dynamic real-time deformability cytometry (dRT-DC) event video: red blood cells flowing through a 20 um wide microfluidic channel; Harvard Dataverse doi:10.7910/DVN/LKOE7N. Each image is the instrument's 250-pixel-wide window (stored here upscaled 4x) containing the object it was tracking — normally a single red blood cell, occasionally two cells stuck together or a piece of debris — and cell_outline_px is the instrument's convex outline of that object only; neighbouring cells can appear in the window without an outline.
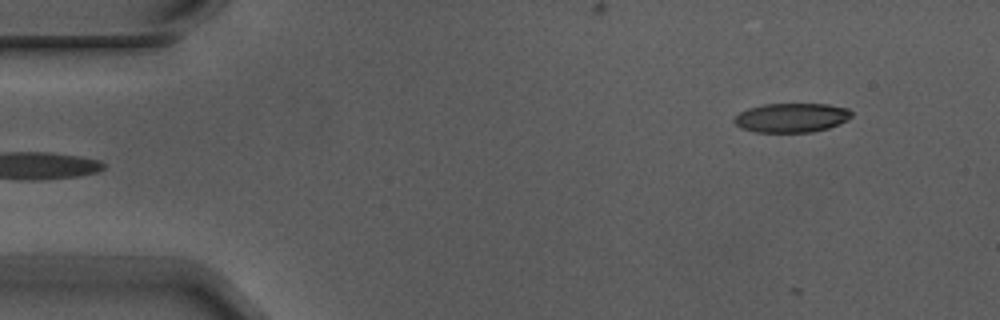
{"species": "Egyptian fruit bat (a non-hibernating species)", "species_latin": "Rousettus aegyptiacus", "temperature_condition": "warm", "stored_images_in_passage": 5, "segment_of_instrument_passage": [2, 2], "camera_frame_rate_fps": 3000, "um_per_image_px": 0.085, "animal": {"sex": "male"}, "frame": {"image": 1, "passage_image": 5, "time_ms": 1.333, "image_size_px": [1000, 320], "cell_outline_px": [[852, 116], [848, 120], [840, 124], [828, 128], [812, 132], [756, 132], [740, 128], [732, 120], [740, 112], [748, 108], [764, 104], [828, 104], [848, 108], [852, 112]], "centroid_in_image_um": [67.3, 10.0], "position_along_channel_um": 17.7, "area_um2": 20.11}}